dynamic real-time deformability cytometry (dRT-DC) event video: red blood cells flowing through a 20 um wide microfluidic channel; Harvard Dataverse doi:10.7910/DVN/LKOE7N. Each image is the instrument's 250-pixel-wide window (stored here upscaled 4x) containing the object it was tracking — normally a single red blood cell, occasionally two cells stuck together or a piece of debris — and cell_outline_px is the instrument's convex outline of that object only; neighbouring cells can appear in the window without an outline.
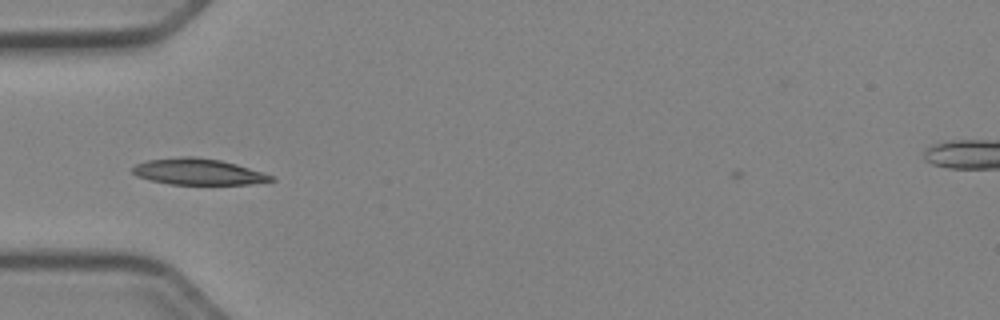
{"species": "Egyptian fruit bat (a non-hibernating species)", "species_latin": "Rousettus aegyptiacus", "temperature_condition": "cold", "stored_images_in_passage": 37, "camera_frame_rate_fps": 3000, "um_per_image_px": 0.085, "animal": {"sex": "female"}, "frame": {"image": 1, "passage_image": 2, "time_ms": 0.333, "image_size_px": [1000, 320], "cell_outline_px": [[276, 180], [248, 184], [168, 184], [148, 180], [136, 176], [132, 172], [132, 168], [136, 164], [148, 160], [180, 156], [196, 156], [220, 160], [236, 164], [264, 172], [276, 176]], "centroid_in_image_um": [16.85, 14.59], "position_along_channel_um": 68.2, "area_um2": 21.33}}
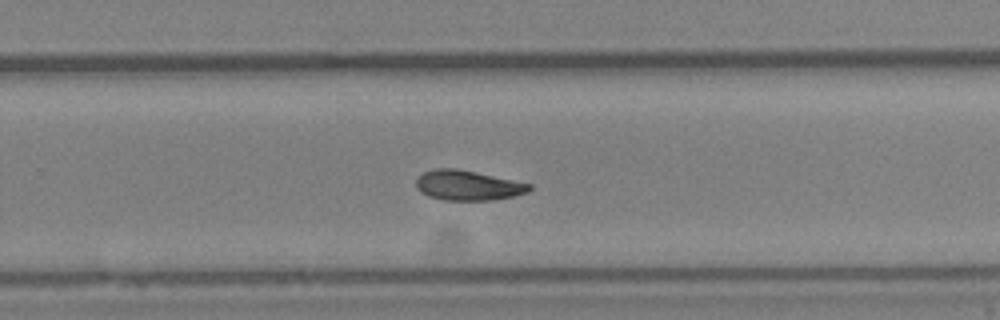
{"frame": {"image": 2, "passage_image": 19, "time_ms": 6.0, "image_size_px": [1000, 320], "cell_outline_px": [[532, 188], [528, 192], [512, 196], [492, 200], [444, 200], [428, 196], [420, 192], [416, 188], [416, 180], [424, 172], [436, 168], [456, 168], [476, 172], [532, 184]], "centroid_in_image_um": [39.75, 15.76], "position_along_channel_um": 290.0, "area_um2": 19.71}}
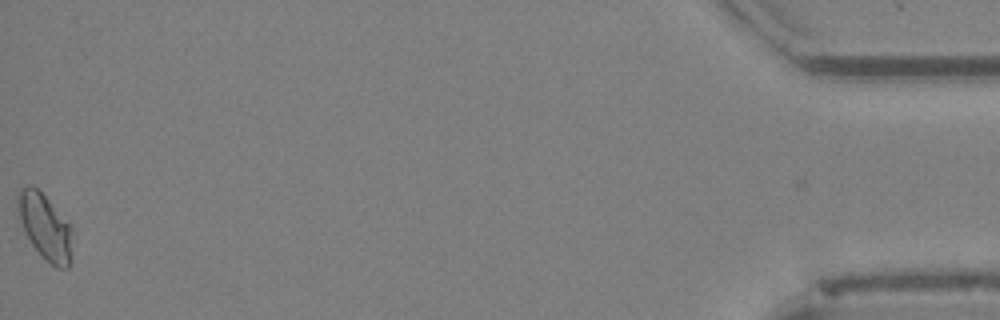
{"frame": {"image": 3, "passage_image": 37, "time_ms": 12.0, "image_size_px": [1000, 320], "cell_outline_px": [[72, 228], [68, 268], [56, 268], [32, 244], [24, 228], [16, 204], [16, 192], [32, 184], [72, 224]], "centroid_in_image_um": [3.83, 19.22], "position_along_channel_um": 431.4, "area_um2": 20.23}, "authors_computed_cell_mechanics": {"area_um2": 19.9988, "velocity_mm_per_s": 3.9459, "shape_relaxation_time_tau1_ms": 6.5042, "shape_relaxation_time_tau2_ms": null, "deformation_change_tau1": 0.1253, "deformation_change_tau2": null}}